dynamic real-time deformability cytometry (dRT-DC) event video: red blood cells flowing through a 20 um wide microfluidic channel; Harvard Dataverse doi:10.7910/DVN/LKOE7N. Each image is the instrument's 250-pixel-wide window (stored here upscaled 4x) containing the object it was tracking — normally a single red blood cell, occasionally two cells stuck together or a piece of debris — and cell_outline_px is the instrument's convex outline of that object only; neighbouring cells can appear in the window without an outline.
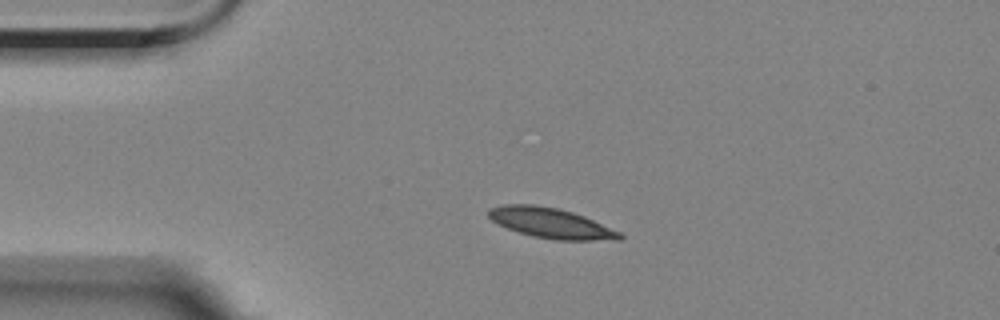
{"species": "Egyptian fruit bat (a non-hibernating species)", "species_latin": "Rousettus aegyptiacus", "temperature_condition": "room temperature", "stored_images_in_passage": 40, "camera_frame_rate_fps": 3000, "um_per_image_px": 0.085, "animal": {"sex": "female"}, "frame": {"image": 1, "passage_image": 1, "time_ms": 0.0, "image_size_px": [1000, 320], "cell_outline_px": [[624, 236], [620, 240], [552, 240], [532, 236], [508, 228], [492, 220], [488, 216], [488, 208], [504, 204], [532, 204], [560, 208], [584, 216], [620, 232]], "centroid_in_image_um": [46.83, 18.96], "position_along_channel_um": 38.2, "area_um2": 23.06}}
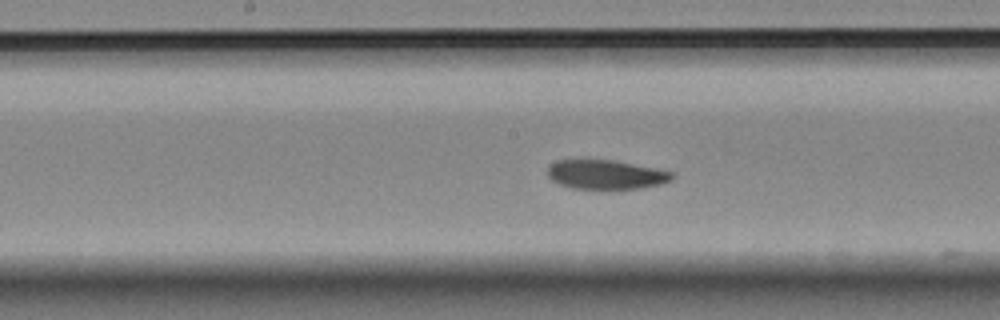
{"frame": {"image": 2, "passage_image": 17, "time_ms": 5.333, "image_size_px": [1000, 320], "cell_outline_px": [[676, 176], [672, 180], [660, 184], [644, 188], [572, 188], [560, 184], [552, 180], [548, 176], [548, 168], [556, 160], [612, 160], [672, 172]], "centroid_in_image_um": [51.51, 14.84], "position_along_channel_um": 196.7, "area_um2": 20.81}}
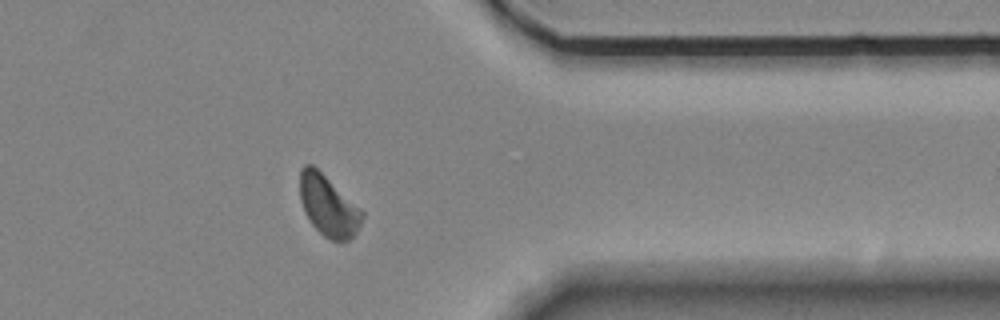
{"frame": {"image": 3, "passage_image": 34, "time_ms": 11.0, "image_size_px": [1000, 320], "cell_outline_px": [[364, 216], [356, 232], [348, 240], [332, 240], [324, 236], [312, 224], [304, 212], [300, 200], [300, 168], [304, 164], [312, 164], [360, 208], [364, 212]], "centroid_in_image_um": [27.88, 17.48], "position_along_channel_um": 383.5, "area_um2": 21.73}}